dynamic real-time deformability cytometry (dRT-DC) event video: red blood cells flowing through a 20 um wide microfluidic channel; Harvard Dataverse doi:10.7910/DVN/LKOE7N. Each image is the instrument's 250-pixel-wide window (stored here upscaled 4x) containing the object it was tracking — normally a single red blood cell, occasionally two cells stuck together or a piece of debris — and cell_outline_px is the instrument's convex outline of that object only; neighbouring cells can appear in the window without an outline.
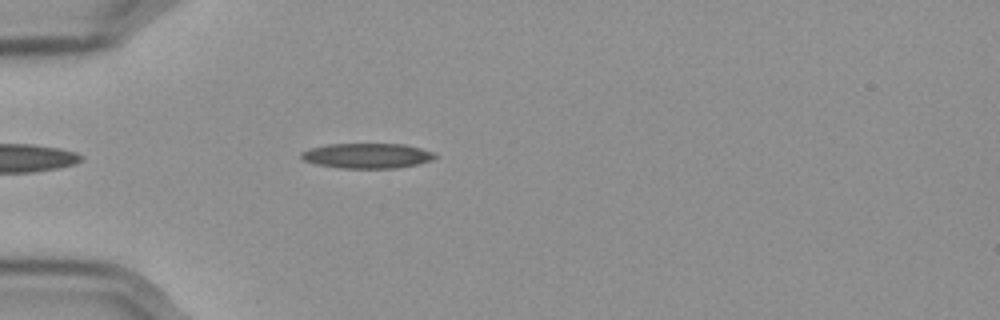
{"species": "Egyptian fruit bat (a non-hibernating species)", "species_latin": "Rousettus aegyptiacus", "temperature_condition": "cold", "stored_images_in_passage": 44, "camera_frame_rate_fps": 3000, "um_per_image_px": 0.085, "frame": {"image": 1, "passage_image": 4, "time_ms": 1.0, "image_size_px": [1000, 320], "cell_outline_px": [[436, 156], [432, 160], [416, 164], [396, 168], [340, 168], [316, 164], [304, 160], [300, 156], [300, 152], [312, 148], [328, 144], [404, 144], [420, 148], [432, 152]], "centroid_in_image_um": [31.18, 13.24], "position_along_channel_um": 53.8, "area_um2": 19.36}}
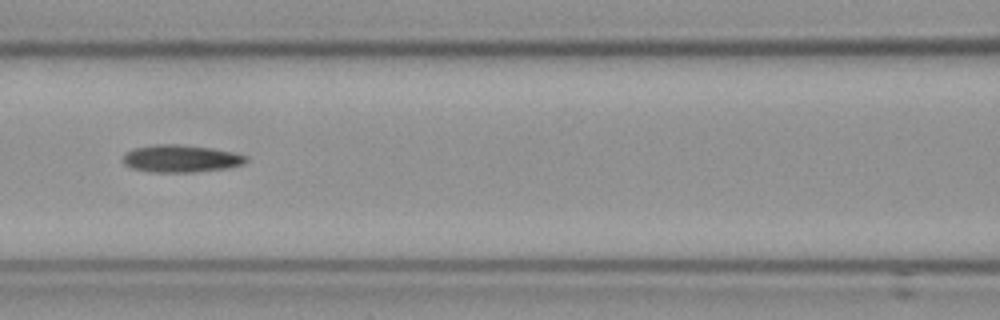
{"frame": {"image": 2, "passage_image": 13, "time_ms": 4.0, "image_size_px": [1000, 320], "cell_outline_px": [[248, 160], [244, 164], [228, 168], [192, 172], [148, 172], [128, 168], [120, 160], [124, 152], [132, 148], [160, 144], [176, 144], [212, 148], [232, 152], [248, 156]], "centroid_in_image_um": [15.31, 13.49], "position_along_channel_um": 151.3, "area_um2": 20.0}}
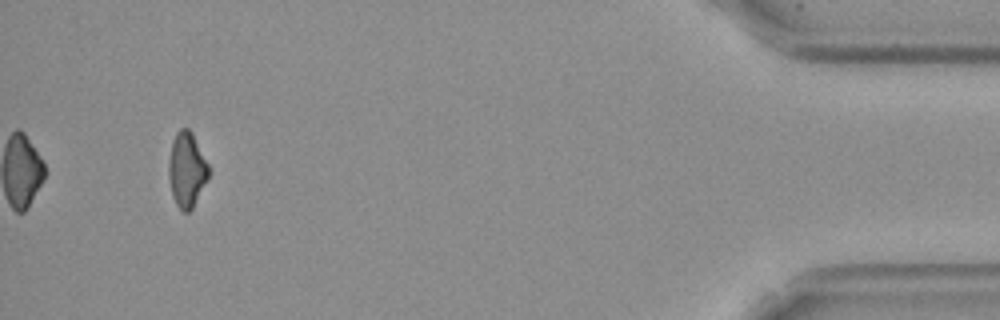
{"frame": {"image": 3, "passage_image": 41, "time_ms": 13.333, "image_size_px": [1000, 320], "cell_outline_px": [[208, 180], [192, 208], [188, 212], [184, 212], [176, 204], [172, 196], [168, 176], [168, 160], [172, 140], [176, 132], [180, 128], [188, 128], [192, 132], [208, 164]], "centroid_in_image_um": [15.85, 14.41], "position_along_channel_um": 419.3, "area_um2": 17.51}}